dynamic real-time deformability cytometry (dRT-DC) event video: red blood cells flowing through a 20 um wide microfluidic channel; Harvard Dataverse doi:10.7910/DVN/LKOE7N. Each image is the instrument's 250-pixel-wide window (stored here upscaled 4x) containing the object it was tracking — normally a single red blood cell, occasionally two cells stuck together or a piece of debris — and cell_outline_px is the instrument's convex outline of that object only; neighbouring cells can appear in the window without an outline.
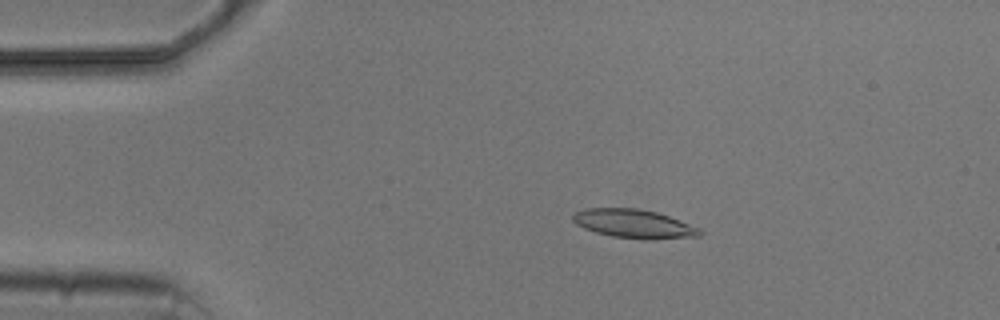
{"species": "common noctule bat (a hibernating species)", "species_latin": "Nyctalus noctula", "temperature_condition": "cold", "stored_images_in_passage": 5, "camera_frame_rate_fps": 3000, "um_per_image_px": 0.085, "animal": {"sex": "male", "body_mass_g": 20.5, "forearm_length_mm": 52.5}, "frame": {"image": 1, "passage_image": 3, "time_ms": 2.333, "image_size_px": [1000, 320], "cell_outline_px": [[704, 232], [700, 236], [652, 240], [644, 240], [612, 236], [596, 232], [584, 228], [576, 224], [572, 220], [572, 216], [576, 212], [584, 208], [636, 208], [656, 212], [668, 216], [700, 228]], "centroid_in_image_um": [53.89, 19.03], "position_along_channel_um": 31.1, "area_um2": 21.33}}
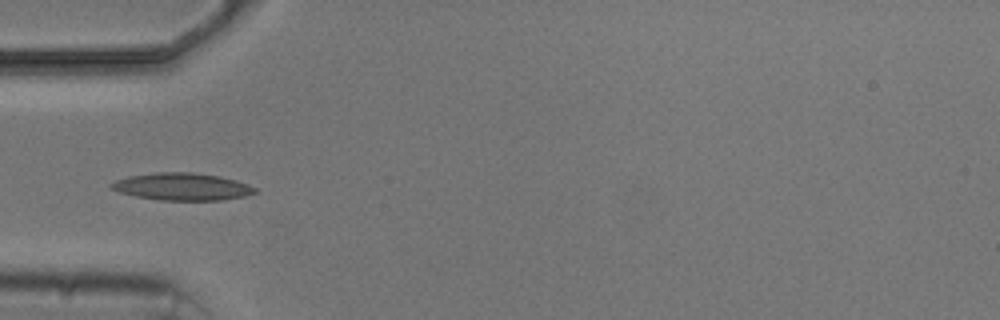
{"frame": {"image": 2, "passage_image": 5, "time_ms": 4.667, "image_size_px": [1000, 320], "cell_outline_px": [[256, 192], [244, 196], [220, 200], [160, 200], [136, 196], [120, 192], [112, 188], [108, 184], [116, 180], [128, 176], [156, 172], [192, 172], [216, 176], [236, 180], [248, 184], [256, 188]], "centroid_in_image_um": [15.46, 15.86], "position_along_channel_um": 69.5, "area_um2": 22.66}}